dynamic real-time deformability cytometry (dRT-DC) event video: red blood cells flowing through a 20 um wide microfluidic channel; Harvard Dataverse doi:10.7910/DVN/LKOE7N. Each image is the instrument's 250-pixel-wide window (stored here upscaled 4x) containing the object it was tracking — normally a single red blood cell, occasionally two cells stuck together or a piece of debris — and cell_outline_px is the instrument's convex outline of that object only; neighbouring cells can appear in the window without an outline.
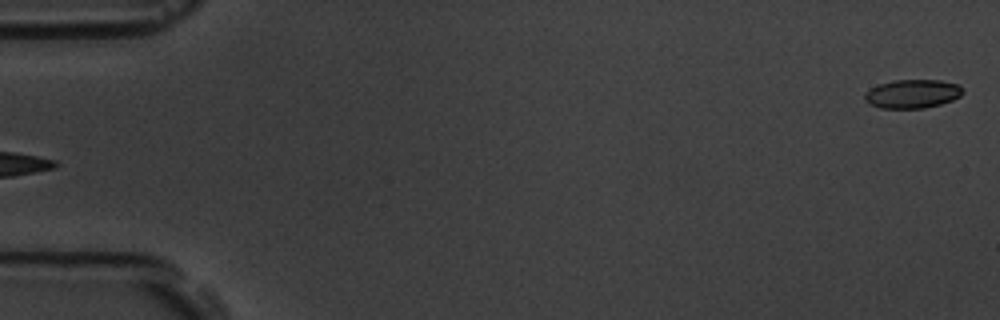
{"species": "common noctule bat (a hibernating species)", "species_latin": "Nyctalus noctula", "temperature_condition": "room temperature", "stored_images_in_passage": 6, "segment_of_instrument_passage": [2, 2], "camera_frame_rate_fps": 3000, "um_per_image_px": 0.085, "animal": {"sex": "male", "body_mass_g": 19.5, "forearm_length_mm": 54.6}, "frame": {"image": 1, "passage_image": 6, "time_ms": 5.667, "image_size_px": [1000, 320], "cell_outline_px": [[964, 92], [960, 96], [952, 100], [940, 104], [924, 108], [880, 108], [864, 100], [864, 92], [880, 84], [896, 80], [940, 80], [960, 84]], "centroid_in_image_um": [77.58, 7.97], "position_along_channel_um": 7.4, "area_um2": 16.36}}